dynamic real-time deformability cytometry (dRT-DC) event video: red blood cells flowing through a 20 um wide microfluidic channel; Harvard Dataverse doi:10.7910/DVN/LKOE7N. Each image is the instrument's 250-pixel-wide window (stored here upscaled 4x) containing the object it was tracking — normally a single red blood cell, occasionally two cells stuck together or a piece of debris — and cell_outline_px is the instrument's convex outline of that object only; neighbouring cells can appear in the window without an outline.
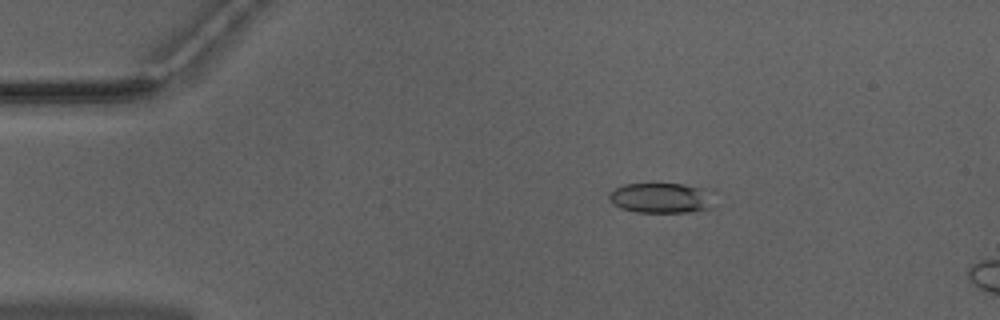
{"species": "Egyptian fruit bat (a non-hibernating species)", "species_latin": "Rousettus aegyptiacus", "temperature_condition": "warm", "stored_images_in_passage": 9, "camera_frame_rate_fps": 3000, "um_per_image_px": 0.085, "animal": {"sex": "male"}, "frame": {"image": 1, "passage_image": 4, "time_ms": 1.0, "image_size_px": [1000, 320], "cell_outline_px": [[716, 208], [688, 212], [636, 212], [620, 208], [612, 204], [608, 196], [616, 188], [624, 184], [684, 184], [708, 188]], "centroid_in_image_um": [56.26, 16.83], "position_along_channel_um": 28.7, "area_um2": 18.79}}